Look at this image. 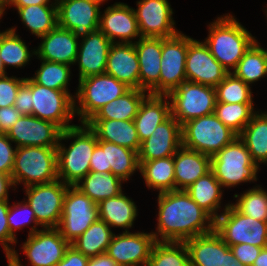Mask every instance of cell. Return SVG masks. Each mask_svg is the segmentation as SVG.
<instances>
[{
    "instance_id": "cell-5",
    "label": "cell",
    "mask_w": 267,
    "mask_h": 266,
    "mask_svg": "<svg viewBox=\"0 0 267 266\" xmlns=\"http://www.w3.org/2000/svg\"><path fill=\"white\" fill-rule=\"evenodd\" d=\"M259 170L238 136L211 157V171L224 188L256 182Z\"/></svg>"
},
{
    "instance_id": "cell-48",
    "label": "cell",
    "mask_w": 267,
    "mask_h": 266,
    "mask_svg": "<svg viewBox=\"0 0 267 266\" xmlns=\"http://www.w3.org/2000/svg\"><path fill=\"white\" fill-rule=\"evenodd\" d=\"M9 206V200L0 201V245L3 246L6 258L15 251L14 244H17L18 241L10 234L7 220Z\"/></svg>"
},
{
    "instance_id": "cell-42",
    "label": "cell",
    "mask_w": 267,
    "mask_h": 266,
    "mask_svg": "<svg viewBox=\"0 0 267 266\" xmlns=\"http://www.w3.org/2000/svg\"><path fill=\"white\" fill-rule=\"evenodd\" d=\"M40 68L35 72L33 77H29L34 83L39 85L68 92L73 98L68 90V84L71 80V69L70 65L61 64L53 61L42 60Z\"/></svg>"
},
{
    "instance_id": "cell-33",
    "label": "cell",
    "mask_w": 267,
    "mask_h": 266,
    "mask_svg": "<svg viewBox=\"0 0 267 266\" xmlns=\"http://www.w3.org/2000/svg\"><path fill=\"white\" fill-rule=\"evenodd\" d=\"M123 182L111 172L90 171L74 186L98 204L102 200L116 197L123 192Z\"/></svg>"
},
{
    "instance_id": "cell-46",
    "label": "cell",
    "mask_w": 267,
    "mask_h": 266,
    "mask_svg": "<svg viewBox=\"0 0 267 266\" xmlns=\"http://www.w3.org/2000/svg\"><path fill=\"white\" fill-rule=\"evenodd\" d=\"M7 220L10 234L15 239L17 238L15 232L17 230L23 229V227L25 226L31 225V223H33V225L29 229L28 235H31L40 230L39 228H37L39 225L36 220L35 213L25 199L21 202H14L12 206H9Z\"/></svg>"
},
{
    "instance_id": "cell-32",
    "label": "cell",
    "mask_w": 267,
    "mask_h": 266,
    "mask_svg": "<svg viewBox=\"0 0 267 266\" xmlns=\"http://www.w3.org/2000/svg\"><path fill=\"white\" fill-rule=\"evenodd\" d=\"M238 137L245 143L251 159L259 165L267 164V114L257 111Z\"/></svg>"
},
{
    "instance_id": "cell-50",
    "label": "cell",
    "mask_w": 267,
    "mask_h": 266,
    "mask_svg": "<svg viewBox=\"0 0 267 266\" xmlns=\"http://www.w3.org/2000/svg\"><path fill=\"white\" fill-rule=\"evenodd\" d=\"M14 107L22 115H32V101H31V79L25 78L24 83L19 87Z\"/></svg>"
},
{
    "instance_id": "cell-20",
    "label": "cell",
    "mask_w": 267,
    "mask_h": 266,
    "mask_svg": "<svg viewBox=\"0 0 267 266\" xmlns=\"http://www.w3.org/2000/svg\"><path fill=\"white\" fill-rule=\"evenodd\" d=\"M98 29L112 43H135L132 40L141 37L134 8L122 2H116L106 7L102 15L100 13Z\"/></svg>"
},
{
    "instance_id": "cell-63",
    "label": "cell",
    "mask_w": 267,
    "mask_h": 266,
    "mask_svg": "<svg viewBox=\"0 0 267 266\" xmlns=\"http://www.w3.org/2000/svg\"><path fill=\"white\" fill-rule=\"evenodd\" d=\"M11 1L12 0H0V3L6 7Z\"/></svg>"
},
{
    "instance_id": "cell-41",
    "label": "cell",
    "mask_w": 267,
    "mask_h": 266,
    "mask_svg": "<svg viewBox=\"0 0 267 266\" xmlns=\"http://www.w3.org/2000/svg\"><path fill=\"white\" fill-rule=\"evenodd\" d=\"M146 266H189L184 242L156 241Z\"/></svg>"
},
{
    "instance_id": "cell-61",
    "label": "cell",
    "mask_w": 267,
    "mask_h": 266,
    "mask_svg": "<svg viewBox=\"0 0 267 266\" xmlns=\"http://www.w3.org/2000/svg\"><path fill=\"white\" fill-rule=\"evenodd\" d=\"M7 72L4 69V65L2 63L1 57H0V77L6 75Z\"/></svg>"
},
{
    "instance_id": "cell-9",
    "label": "cell",
    "mask_w": 267,
    "mask_h": 266,
    "mask_svg": "<svg viewBox=\"0 0 267 266\" xmlns=\"http://www.w3.org/2000/svg\"><path fill=\"white\" fill-rule=\"evenodd\" d=\"M171 115L182 126L184 123L214 113L216 105L215 87L185 81L168 95Z\"/></svg>"
},
{
    "instance_id": "cell-12",
    "label": "cell",
    "mask_w": 267,
    "mask_h": 266,
    "mask_svg": "<svg viewBox=\"0 0 267 266\" xmlns=\"http://www.w3.org/2000/svg\"><path fill=\"white\" fill-rule=\"evenodd\" d=\"M32 115L53 122L62 130L75 118L74 98L65 91L51 89L31 80Z\"/></svg>"
},
{
    "instance_id": "cell-30",
    "label": "cell",
    "mask_w": 267,
    "mask_h": 266,
    "mask_svg": "<svg viewBox=\"0 0 267 266\" xmlns=\"http://www.w3.org/2000/svg\"><path fill=\"white\" fill-rule=\"evenodd\" d=\"M97 206L99 219L112 228H123L125 232H129L138 216L136 203L123 192L100 201Z\"/></svg>"
},
{
    "instance_id": "cell-14",
    "label": "cell",
    "mask_w": 267,
    "mask_h": 266,
    "mask_svg": "<svg viewBox=\"0 0 267 266\" xmlns=\"http://www.w3.org/2000/svg\"><path fill=\"white\" fill-rule=\"evenodd\" d=\"M106 0H59L57 4L58 26L72 31L78 38L98 30L100 6Z\"/></svg>"
},
{
    "instance_id": "cell-49",
    "label": "cell",
    "mask_w": 267,
    "mask_h": 266,
    "mask_svg": "<svg viewBox=\"0 0 267 266\" xmlns=\"http://www.w3.org/2000/svg\"><path fill=\"white\" fill-rule=\"evenodd\" d=\"M13 143L6 134L0 133V172L11 176L14 156L17 147H12Z\"/></svg>"
},
{
    "instance_id": "cell-2",
    "label": "cell",
    "mask_w": 267,
    "mask_h": 266,
    "mask_svg": "<svg viewBox=\"0 0 267 266\" xmlns=\"http://www.w3.org/2000/svg\"><path fill=\"white\" fill-rule=\"evenodd\" d=\"M62 131L57 146L58 179L74 186L90 172V160L98 144L94 131L87 123H80ZM67 147L63 140H71Z\"/></svg>"
},
{
    "instance_id": "cell-44",
    "label": "cell",
    "mask_w": 267,
    "mask_h": 266,
    "mask_svg": "<svg viewBox=\"0 0 267 266\" xmlns=\"http://www.w3.org/2000/svg\"><path fill=\"white\" fill-rule=\"evenodd\" d=\"M236 203L230 204L243 215L250 216L258 221L267 222V191L261 185H255L241 195L234 194Z\"/></svg>"
},
{
    "instance_id": "cell-40",
    "label": "cell",
    "mask_w": 267,
    "mask_h": 266,
    "mask_svg": "<svg viewBox=\"0 0 267 266\" xmlns=\"http://www.w3.org/2000/svg\"><path fill=\"white\" fill-rule=\"evenodd\" d=\"M232 73L250 87L254 82L267 76L266 55L257 39L245 52Z\"/></svg>"
},
{
    "instance_id": "cell-17",
    "label": "cell",
    "mask_w": 267,
    "mask_h": 266,
    "mask_svg": "<svg viewBox=\"0 0 267 266\" xmlns=\"http://www.w3.org/2000/svg\"><path fill=\"white\" fill-rule=\"evenodd\" d=\"M156 240L152 231L114 234L106 253L118 266H146Z\"/></svg>"
},
{
    "instance_id": "cell-10",
    "label": "cell",
    "mask_w": 267,
    "mask_h": 266,
    "mask_svg": "<svg viewBox=\"0 0 267 266\" xmlns=\"http://www.w3.org/2000/svg\"><path fill=\"white\" fill-rule=\"evenodd\" d=\"M97 219V204L75 186H68L57 227L62 237L71 244Z\"/></svg>"
},
{
    "instance_id": "cell-43",
    "label": "cell",
    "mask_w": 267,
    "mask_h": 266,
    "mask_svg": "<svg viewBox=\"0 0 267 266\" xmlns=\"http://www.w3.org/2000/svg\"><path fill=\"white\" fill-rule=\"evenodd\" d=\"M255 109L254 103L216 102L214 114L223 124L239 135L257 112L254 111Z\"/></svg>"
},
{
    "instance_id": "cell-38",
    "label": "cell",
    "mask_w": 267,
    "mask_h": 266,
    "mask_svg": "<svg viewBox=\"0 0 267 266\" xmlns=\"http://www.w3.org/2000/svg\"><path fill=\"white\" fill-rule=\"evenodd\" d=\"M111 229L106 222L97 219L71 246L89 258L106 253L115 234Z\"/></svg>"
},
{
    "instance_id": "cell-6",
    "label": "cell",
    "mask_w": 267,
    "mask_h": 266,
    "mask_svg": "<svg viewBox=\"0 0 267 266\" xmlns=\"http://www.w3.org/2000/svg\"><path fill=\"white\" fill-rule=\"evenodd\" d=\"M78 82V90L76 89V97H74V111L81 123H86L101 107L123 96L131 89L106 73L88 76Z\"/></svg>"
},
{
    "instance_id": "cell-53",
    "label": "cell",
    "mask_w": 267,
    "mask_h": 266,
    "mask_svg": "<svg viewBox=\"0 0 267 266\" xmlns=\"http://www.w3.org/2000/svg\"><path fill=\"white\" fill-rule=\"evenodd\" d=\"M88 260V256H85L70 245L65 252L64 258L55 266H87Z\"/></svg>"
},
{
    "instance_id": "cell-56",
    "label": "cell",
    "mask_w": 267,
    "mask_h": 266,
    "mask_svg": "<svg viewBox=\"0 0 267 266\" xmlns=\"http://www.w3.org/2000/svg\"><path fill=\"white\" fill-rule=\"evenodd\" d=\"M87 266H118V265L107 253H103L95 257H90Z\"/></svg>"
},
{
    "instance_id": "cell-13",
    "label": "cell",
    "mask_w": 267,
    "mask_h": 266,
    "mask_svg": "<svg viewBox=\"0 0 267 266\" xmlns=\"http://www.w3.org/2000/svg\"><path fill=\"white\" fill-rule=\"evenodd\" d=\"M187 49L188 36L181 31L173 37L162 38L159 95H168L187 81L185 70Z\"/></svg>"
},
{
    "instance_id": "cell-35",
    "label": "cell",
    "mask_w": 267,
    "mask_h": 266,
    "mask_svg": "<svg viewBox=\"0 0 267 266\" xmlns=\"http://www.w3.org/2000/svg\"><path fill=\"white\" fill-rule=\"evenodd\" d=\"M139 172L148 189L159 193L175 190L174 156L139 162Z\"/></svg>"
},
{
    "instance_id": "cell-39",
    "label": "cell",
    "mask_w": 267,
    "mask_h": 266,
    "mask_svg": "<svg viewBox=\"0 0 267 266\" xmlns=\"http://www.w3.org/2000/svg\"><path fill=\"white\" fill-rule=\"evenodd\" d=\"M16 32L15 27L0 32V57L5 71L9 66L22 68L28 65L30 58L36 55L35 49L30 51Z\"/></svg>"
},
{
    "instance_id": "cell-18",
    "label": "cell",
    "mask_w": 267,
    "mask_h": 266,
    "mask_svg": "<svg viewBox=\"0 0 267 266\" xmlns=\"http://www.w3.org/2000/svg\"><path fill=\"white\" fill-rule=\"evenodd\" d=\"M187 81L216 87L228 74L212 56L204 41L188 36V49L185 63Z\"/></svg>"
},
{
    "instance_id": "cell-47",
    "label": "cell",
    "mask_w": 267,
    "mask_h": 266,
    "mask_svg": "<svg viewBox=\"0 0 267 266\" xmlns=\"http://www.w3.org/2000/svg\"><path fill=\"white\" fill-rule=\"evenodd\" d=\"M24 81V77H9L8 74L0 77V108L14 105L19 87Z\"/></svg>"
},
{
    "instance_id": "cell-1",
    "label": "cell",
    "mask_w": 267,
    "mask_h": 266,
    "mask_svg": "<svg viewBox=\"0 0 267 266\" xmlns=\"http://www.w3.org/2000/svg\"><path fill=\"white\" fill-rule=\"evenodd\" d=\"M157 198L156 241L184 242L214 231L215 220L185 190L158 193Z\"/></svg>"
},
{
    "instance_id": "cell-29",
    "label": "cell",
    "mask_w": 267,
    "mask_h": 266,
    "mask_svg": "<svg viewBox=\"0 0 267 266\" xmlns=\"http://www.w3.org/2000/svg\"><path fill=\"white\" fill-rule=\"evenodd\" d=\"M86 123L98 140L139 151L141 142L133 120L90 119Z\"/></svg>"
},
{
    "instance_id": "cell-54",
    "label": "cell",
    "mask_w": 267,
    "mask_h": 266,
    "mask_svg": "<svg viewBox=\"0 0 267 266\" xmlns=\"http://www.w3.org/2000/svg\"><path fill=\"white\" fill-rule=\"evenodd\" d=\"M90 171L99 173L111 172V168H106L105 152L98 144L91 156Z\"/></svg>"
},
{
    "instance_id": "cell-4",
    "label": "cell",
    "mask_w": 267,
    "mask_h": 266,
    "mask_svg": "<svg viewBox=\"0 0 267 266\" xmlns=\"http://www.w3.org/2000/svg\"><path fill=\"white\" fill-rule=\"evenodd\" d=\"M57 147H17L11 177L15 187L47 184L58 179Z\"/></svg>"
},
{
    "instance_id": "cell-7",
    "label": "cell",
    "mask_w": 267,
    "mask_h": 266,
    "mask_svg": "<svg viewBox=\"0 0 267 266\" xmlns=\"http://www.w3.org/2000/svg\"><path fill=\"white\" fill-rule=\"evenodd\" d=\"M182 146L212 157L238 135L213 113L181 126Z\"/></svg>"
},
{
    "instance_id": "cell-3",
    "label": "cell",
    "mask_w": 267,
    "mask_h": 266,
    "mask_svg": "<svg viewBox=\"0 0 267 266\" xmlns=\"http://www.w3.org/2000/svg\"><path fill=\"white\" fill-rule=\"evenodd\" d=\"M208 33L204 43L228 73L236 69L240 59L256 41V37L230 13L210 23Z\"/></svg>"
},
{
    "instance_id": "cell-26",
    "label": "cell",
    "mask_w": 267,
    "mask_h": 266,
    "mask_svg": "<svg viewBox=\"0 0 267 266\" xmlns=\"http://www.w3.org/2000/svg\"><path fill=\"white\" fill-rule=\"evenodd\" d=\"M184 243L189 266H224L225 252L230 248L215 231L187 239Z\"/></svg>"
},
{
    "instance_id": "cell-34",
    "label": "cell",
    "mask_w": 267,
    "mask_h": 266,
    "mask_svg": "<svg viewBox=\"0 0 267 266\" xmlns=\"http://www.w3.org/2000/svg\"><path fill=\"white\" fill-rule=\"evenodd\" d=\"M98 145L105 152L106 168H111V173L122 181L126 182L135 171H139L138 152L101 140H98Z\"/></svg>"
},
{
    "instance_id": "cell-52",
    "label": "cell",
    "mask_w": 267,
    "mask_h": 266,
    "mask_svg": "<svg viewBox=\"0 0 267 266\" xmlns=\"http://www.w3.org/2000/svg\"><path fill=\"white\" fill-rule=\"evenodd\" d=\"M22 114L13 106L0 108V133L7 134Z\"/></svg>"
},
{
    "instance_id": "cell-60",
    "label": "cell",
    "mask_w": 267,
    "mask_h": 266,
    "mask_svg": "<svg viewBox=\"0 0 267 266\" xmlns=\"http://www.w3.org/2000/svg\"><path fill=\"white\" fill-rule=\"evenodd\" d=\"M7 260H8V266H23L21 264L19 254L16 250L11 254V256L7 257Z\"/></svg>"
},
{
    "instance_id": "cell-23",
    "label": "cell",
    "mask_w": 267,
    "mask_h": 266,
    "mask_svg": "<svg viewBox=\"0 0 267 266\" xmlns=\"http://www.w3.org/2000/svg\"><path fill=\"white\" fill-rule=\"evenodd\" d=\"M134 46L139 61L140 90L159 95L162 38L140 37Z\"/></svg>"
},
{
    "instance_id": "cell-11",
    "label": "cell",
    "mask_w": 267,
    "mask_h": 266,
    "mask_svg": "<svg viewBox=\"0 0 267 266\" xmlns=\"http://www.w3.org/2000/svg\"><path fill=\"white\" fill-rule=\"evenodd\" d=\"M69 185L61 180L25 187L26 202L35 213L39 227L57 228L63 210V200Z\"/></svg>"
},
{
    "instance_id": "cell-8",
    "label": "cell",
    "mask_w": 267,
    "mask_h": 266,
    "mask_svg": "<svg viewBox=\"0 0 267 266\" xmlns=\"http://www.w3.org/2000/svg\"><path fill=\"white\" fill-rule=\"evenodd\" d=\"M215 219L214 231L229 246L250 244L267 247V222L258 221L238 212L230 203Z\"/></svg>"
},
{
    "instance_id": "cell-55",
    "label": "cell",
    "mask_w": 267,
    "mask_h": 266,
    "mask_svg": "<svg viewBox=\"0 0 267 266\" xmlns=\"http://www.w3.org/2000/svg\"><path fill=\"white\" fill-rule=\"evenodd\" d=\"M14 188L16 190L15 185L13 183L12 177L8 174L0 172V201H7L9 200L10 188Z\"/></svg>"
},
{
    "instance_id": "cell-28",
    "label": "cell",
    "mask_w": 267,
    "mask_h": 266,
    "mask_svg": "<svg viewBox=\"0 0 267 266\" xmlns=\"http://www.w3.org/2000/svg\"><path fill=\"white\" fill-rule=\"evenodd\" d=\"M171 116V104L167 95L148 94L141 102L134 124L140 142L146 140L155 128Z\"/></svg>"
},
{
    "instance_id": "cell-45",
    "label": "cell",
    "mask_w": 267,
    "mask_h": 266,
    "mask_svg": "<svg viewBox=\"0 0 267 266\" xmlns=\"http://www.w3.org/2000/svg\"><path fill=\"white\" fill-rule=\"evenodd\" d=\"M252 87L233 73H228L215 87L216 102L222 103H254Z\"/></svg>"
},
{
    "instance_id": "cell-51",
    "label": "cell",
    "mask_w": 267,
    "mask_h": 266,
    "mask_svg": "<svg viewBox=\"0 0 267 266\" xmlns=\"http://www.w3.org/2000/svg\"><path fill=\"white\" fill-rule=\"evenodd\" d=\"M230 249L238 261L246 266H252L262 248L243 243L232 245Z\"/></svg>"
},
{
    "instance_id": "cell-21",
    "label": "cell",
    "mask_w": 267,
    "mask_h": 266,
    "mask_svg": "<svg viewBox=\"0 0 267 266\" xmlns=\"http://www.w3.org/2000/svg\"><path fill=\"white\" fill-rule=\"evenodd\" d=\"M181 146V125L171 115L155 128L151 136L141 142L138 151L139 162L174 156Z\"/></svg>"
},
{
    "instance_id": "cell-31",
    "label": "cell",
    "mask_w": 267,
    "mask_h": 266,
    "mask_svg": "<svg viewBox=\"0 0 267 266\" xmlns=\"http://www.w3.org/2000/svg\"><path fill=\"white\" fill-rule=\"evenodd\" d=\"M224 189L216 179L212 171L200 177L196 182L191 184L185 191L189 196L206 211L214 220L220 215L221 200Z\"/></svg>"
},
{
    "instance_id": "cell-59",
    "label": "cell",
    "mask_w": 267,
    "mask_h": 266,
    "mask_svg": "<svg viewBox=\"0 0 267 266\" xmlns=\"http://www.w3.org/2000/svg\"><path fill=\"white\" fill-rule=\"evenodd\" d=\"M252 266H267V247L261 249Z\"/></svg>"
},
{
    "instance_id": "cell-19",
    "label": "cell",
    "mask_w": 267,
    "mask_h": 266,
    "mask_svg": "<svg viewBox=\"0 0 267 266\" xmlns=\"http://www.w3.org/2000/svg\"><path fill=\"white\" fill-rule=\"evenodd\" d=\"M62 129L33 115H22L7 132L15 147H57Z\"/></svg>"
},
{
    "instance_id": "cell-36",
    "label": "cell",
    "mask_w": 267,
    "mask_h": 266,
    "mask_svg": "<svg viewBox=\"0 0 267 266\" xmlns=\"http://www.w3.org/2000/svg\"><path fill=\"white\" fill-rule=\"evenodd\" d=\"M148 94L145 90L130 89L123 96L101 107L91 119L134 120L141 102Z\"/></svg>"
},
{
    "instance_id": "cell-57",
    "label": "cell",
    "mask_w": 267,
    "mask_h": 266,
    "mask_svg": "<svg viewBox=\"0 0 267 266\" xmlns=\"http://www.w3.org/2000/svg\"><path fill=\"white\" fill-rule=\"evenodd\" d=\"M51 3V4H50ZM29 5H57L55 1L51 0H12L6 7H26Z\"/></svg>"
},
{
    "instance_id": "cell-58",
    "label": "cell",
    "mask_w": 267,
    "mask_h": 266,
    "mask_svg": "<svg viewBox=\"0 0 267 266\" xmlns=\"http://www.w3.org/2000/svg\"><path fill=\"white\" fill-rule=\"evenodd\" d=\"M224 266H246L242 264L238 259L234 256L232 250L229 248L225 252V263Z\"/></svg>"
},
{
    "instance_id": "cell-16",
    "label": "cell",
    "mask_w": 267,
    "mask_h": 266,
    "mask_svg": "<svg viewBox=\"0 0 267 266\" xmlns=\"http://www.w3.org/2000/svg\"><path fill=\"white\" fill-rule=\"evenodd\" d=\"M134 8L141 37L170 38L178 34L168 0H138Z\"/></svg>"
},
{
    "instance_id": "cell-25",
    "label": "cell",
    "mask_w": 267,
    "mask_h": 266,
    "mask_svg": "<svg viewBox=\"0 0 267 266\" xmlns=\"http://www.w3.org/2000/svg\"><path fill=\"white\" fill-rule=\"evenodd\" d=\"M105 73L131 89H140L139 61L134 43H112Z\"/></svg>"
},
{
    "instance_id": "cell-64",
    "label": "cell",
    "mask_w": 267,
    "mask_h": 266,
    "mask_svg": "<svg viewBox=\"0 0 267 266\" xmlns=\"http://www.w3.org/2000/svg\"><path fill=\"white\" fill-rule=\"evenodd\" d=\"M263 48V51L265 52V55H266V60H267V48L265 49L264 47Z\"/></svg>"
},
{
    "instance_id": "cell-22",
    "label": "cell",
    "mask_w": 267,
    "mask_h": 266,
    "mask_svg": "<svg viewBox=\"0 0 267 266\" xmlns=\"http://www.w3.org/2000/svg\"><path fill=\"white\" fill-rule=\"evenodd\" d=\"M81 39L75 61L79 65L78 80L105 73L112 42L99 29Z\"/></svg>"
},
{
    "instance_id": "cell-37",
    "label": "cell",
    "mask_w": 267,
    "mask_h": 266,
    "mask_svg": "<svg viewBox=\"0 0 267 266\" xmlns=\"http://www.w3.org/2000/svg\"><path fill=\"white\" fill-rule=\"evenodd\" d=\"M17 11L24 26L38 38L58 25L57 5H29Z\"/></svg>"
},
{
    "instance_id": "cell-24",
    "label": "cell",
    "mask_w": 267,
    "mask_h": 266,
    "mask_svg": "<svg viewBox=\"0 0 267 266\" xmlns=\"http://www.w3.org/2000/svg\"><path fill=\"white\" fill-rule=\"evenodd\" d=\"M41 43L35 49L37 59L61 64H75L79 39L72 31L56 26L52 31L40 37Z\"/></svg>"
},
{
    "instance_id": "cell-27",
    "label": "cell",
    "mask_w": 267,
    "mask_h": 266,
    "mask_svg": "<svg viewBox=\"0 0 267 266\" xmlns=\"http://www.w3.org/2000/svg\"><path fill=\"white\" fill-rule=\"evenodd\" d=\"M210 171V156L181 146L174 155L175 190H185Z\"/></svg>"
},
{
    "instance_id": "cell-15",
    "label": "cell",
    "mask_w": 267,
    "mask_h": 266,
    "mask_svg": "<svg viewBox=\"0 0 267 266\" xmlns=\"http://www.w3.org/2000/svg\"><path fill=\"white\" fill-rule=\"evenodd\" d=\"M27 237L20 246L31 266H55L71 245L57 228H40Z\"/></svg>"
},
{
    "instance_id": "cell-62",
    "label": "cell",
    "mask_w": 267,
    "mask_h": 266,
    "mask_svg": "<svg viewBox=\"0 0 267 266\" xmlns=\"http://www.w3.org/2000/svg\"><path fill=\"white\" fill-rule=\"evenodd\" d=\"M6 9L7 8L3 4L0 3V20L2 19Z\"/></svg>"
}]
</instances>
